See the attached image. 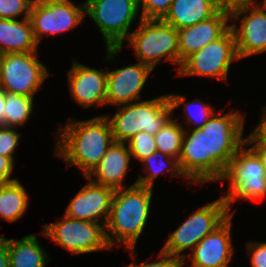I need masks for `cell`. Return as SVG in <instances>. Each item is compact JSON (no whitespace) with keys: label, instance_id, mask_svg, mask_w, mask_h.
<instances>
[{"label":"cell","instance_id":"cell-1","mask_svg":"<svg viewBox=\"0 0 266 267\" xmlns=\"http://www.w3.org/2000/svg\"><path fill=\"white\" fill-rule=\"evenodd\" d=\"M222 114L214 113L199 129L185 128L178 158L185 179L199 184L221 181L229 162L245 144V117L238 110Z\"/></svg>","mask_w":266,"mask_h":267},{"label":"cell","instance_id":"cell-2","mask_svg":"<svg viewBox=\"0 0 266 267\" xmlns=\"http://www.w3.org/2000/svg\"><path fill=\"white\" fill-rule=\"evenodd\" d=\"M70 119L58 128L55 155L79 167L87 177L114 142L111 124L105 115L85 121Z\"/></svg>","mask_w":266,"mask_h":267},{"label":"cell","instance_id":"cell-3","mask_svg":"<svg viewBox=\"0 0 266 267\" xmlns=\"http://www.w3.org/2000/svg\"><path fill=\"white\" fill-rule=\"evenodd\" d=\"M152 192L153 188L136 182L127 189L114 191L110 215L105 225L106 239L111 248L123 244L134 255L135 244L150 215Z\"/></svg>","mask_w":266,"mask_h":267},{"label":"cell","instance_id":"cell-4","mask_svg":"<svg viewBox=\"0 0 266 267\" xmlns=\"http://www.w3.org/2000/svg\"><path fill=\"white\" fill-rule=\"evenodd\" d=\"M185 100V96L167 94L151 100L120 105L113 117L106 115L111 124L114 142L127 143L139 132L155 136L173 115V110Z\"/></svg>","mask_w":266,"mask_h":267},{"label":"cell","instance_id":"cell-5","mask_svg":"<svg viewBox=\"0 0 266 267\" xmlns=\"http://www.w3.org/2000/svg\"><path fill=\"white\" fill-rule=\"evenodd\" d=\"M138 0H86L85 14L95 22L105 39L107 58L114 59L122 49L124 39L136 16Z\"/></svg>","mask_w":266,"mask_h":267},{"label":"cell","instance_id":"cell-6","mask_svg":"<svg viewBox=\"0 0 266 267\" xmlns=\"http://www.w3.org/2000/svg\"><path fill=\"white\" fill-rule=\"evenodd\" d=\"M127 40L134 48L139 62L153 70L162 60L179 66L178 32L161 19H142Z\"/></svg>","mask_w":266,"mask_h":267},{"label":"cell","instance_id":"cell-7","mask_svg":"<svg viewBox=\"0 0 266 267\" xmlns=\"http://www.w3.org/2000/svg\"><path fill=\"white\" fill-rule=\"evenodd\" d=\"M231 214L223 197L198 208L170 235L161 249L173 257L184 261L187 254H180L184 250H191L209 233L219 227Z\"/></svg>","mask_w":266,"mask_h":267},{"label":"cell","instance_id":"cell-8","mask_svg":"<svg viewBox=\"0 0 266 267\" xmlns=\"http://www.w3.org/2000/svg\"><path fill=\"white\" fill-rule=\"evenodd\" d=\"M244 144L229 162L221 180L229 181V191L222 197L230 212L236 199L260 200L266 197V173L258 155Z\"/></svg>","mask_w":266,"mask_h":267},{"label":"cell","instance_id":"cell-9","mask_svg":"<svg viewBox=\"0 0 266 267\" xmlns=\"http://www.w3.org/2000/svg\"><path fill=\"white\" fill-rule=\"evenodd\" d=\"M238 60L235 34L230 27L220 38L186 57L177 72L179 76H208L227 81L231 63Z\"/></svg>","mask_w":266,"mask_h":267},{"label":"cell","instance_id":"cell-10","mask_svg":"<svg viewBox=\"0 0 266 267\" xmlns=\"http://www.w3.org/2000/svg\"><path fill=\"white\" fill-rule=\"evenodd\" d=\"M43 226L41 232L47 239L55 241L72 254L111 249L106 239L103 224L73 219L64 214L62 221Z\"/></svg>","mask_w":266,"mask_h":267},{"label":"cell","instance_id":"cell-11","mask_svg":"<svg viewBox=\"0 0 266 267\" xmlns=\"http://www.w3.org/2000/svg\"><path fill=\"white\" fill-rule=\"evenodd\" d=\"M37 52L0 54V88L4 92L33 97L49 75Z\"/></svg>","mask_w":266,"mask_h":267},{"label":"cell","instance_id":"cell-12","mask_svg":"<svg viewBox=\"0 0 266 267\" xmlns=\"http://www.w3.org/2000/svg\"><path fill=\"white\" fill-rule=\"evenodd\" d=\"M85 15V3L75 5L71 0H34L29 19L35 40L40 44L45 34H61L74 29Z\"/></svg>","mask_w":266,"mask_h":267},{"label":"cell","instance_id":"cell-13","mask_svg":"<svg viewBox=\"0 0 266 267\" xmlns=\"http://www.w3.org/2000/svg\"><path fill=\"white\" fill-rule=\"evenodd\" d=\"M254 3H240L230 9L231 21L243 15L239 28L231 24L239 59L266 51V7L260 2L258 5Z\"/></svg>","mask_w":266,"mask_h":267},{"label":"cell","instance_id":"cell-14","mask_svg":"<svg viewBox=\"0 0 266 267\" xmlns=\"http://www.w3.org/2000/svg\"><path fill=\"white\" fill-rule=\"evenodd\" d=\"M152 71L151 67L141 62L107 71L106 105L120 106L135 102Z\"/></svg>","mask_w":266,"mask_h":267},{"label":"cell","instance_id":"cell-15","mask_svg":"<svg viewBox=\"0 0 266 267\" xmlns=\"http://www.w3.org/2000/svg\"><path fill=\"white\" fill-rule=\"evenodd\" d=\"M68 71V86L72 98L84 108L106 105L107 71L89 68L73 60Z\"/></svg>","mask_w":266,"mask_h":267},{"label":"cell","instance_id":"cell-16","mask_svg":"<svg viewBox=\"0 0 266 267\" xmlns=\"http://www.w3.org/2000/svg\"><path fill=\"white\" fill-rule=\"evenodd\" d=\"M87 179L90 180L89 183L83 186L70 201L65 215L73 219L96 223H99V219H103L102 223L105 226L110 215L114 190L94 183L91 181L92 178Z\"/></svg>","mask_w":266,"mask_h":267},{"label":"cell","instance_id":"cell-17","mask_svg":"<svg viewBox=\"0 0 266 267\" xmlns=\"http://www.w3.org/2000/svg\"><path fill=\"white\" fill-rule=\"evenodd\" d=\"M232 216L194 247L191 267H228L234 253L231 240Z\"/></svg>","mask_w":266,"mask_h":267},{"label":"cell","instance_id":"cell-18","mask_svg":"<svg viewBox=\"0 0 266 267\" xmlns=\"http://www.w3.org/2000/svg\"><path fill=\"white\" fill-rule=\"evenodd\" d=\"M229 19L230 10L221 9L208 20L177 30L179 67L186 57L220 38L231 27Z\"/></svg>","mask_w":266,"mask_h":267},{"label":"cell","instance_id":"cell-19","mask_svg":"<svg viewBox=\"0 0 266 267\" xmlns=\"http://www.w3.org/2000/svg\"><path fill=\"white\" fill-rule=\"evenodd\" d=\"M125 145L126 143L113 142L101 161L86 178L95 175L97 179L91 181L114 191L125 188L123 179L129 170V162L132 157L129 147Z\"/></svg>","mask_w":266,"mask_h":267},{"label":"cell","instance_id":"cell-20","mask_svg":"<svg viewBox=\"0 0 266 267\" xmlns=\"http://www.w3.org/2000/svg\"><path fill=\"white\" fill-rule=\"evenodd\" d=\"M220 10L212 0H173L161 20L179 30L208 20Z\"/></svg>","mask_w":266,"mask_h":267},{"label":"cell","instance_id":"cell-21","mask_svg":"<svg viewBox=\"0 0 266 267\" xmlns=\"http://www.w3.org/2000/svg\"><path fill=\"white\" fill-rule=\"evenodd\" d=\"M38 45L29 18L0 19V54L37 52Z\"/></svg>","mask_w":266,"mask_h":267},{"label":"cell","instance_id":"cell-22","mask_svg":"<svg viewBox=\"0 0 266 267\" xmlns=\"http://www.w3.org/2000/svg\"><path fill=\"white\" fill-rule=\"evenodd\" d=\"M4 239L7 243L10 267H45L49 261L36 235H26L20 240Z\"/></svg>","mask_w":266,"mask_h":267},{"label":"cell","instance_id":"cell-23","mask_svg":"<svg viewBox=\"0 0 266 267\" xmlns=\"http://www.w3.org/2000/svg\"><path fill=\"white\" fill-rule=\"evenodd\" d=\"M28 195L20 181L0 185V217L14 222L25 213Z\"/></svg>","mask_w":266,"mask_h":267},{"label":"cell","instance_id":"cell-24","mask_svg":"<svg viewBox=\"0 0 266 267\" xmlns=\"http://www.w3.org/2000/svg\"><path fill=\"white\" fill-rule=\"evenodd\" d=\"M182 124L172 117L164 123L160 131L154 136L157 151L172 158H179L185 131Z\"/></svg>","mask_w":266,"mask_h":267},{"label":"cell","instance_id":"cell-25","mask_svg":"<svg viewBox=\"0 0 266 267\" xmlns=\"http://www.w3.org/2000/svg\"><path fill=\"white\" fill-rule=\"evenodd\" d=\"M159 157L163 158L164 160L158 161V159H161ZM140 162H143L144 165H147L144 169H146V171L148 170L147 174H149L144 177L143 175L140 176L136 180V184L138 185L154 188L153 184L155 179L159 176V174H161V172H166L167 170L172 171V175L184 177L180 170L178 159L167 156L160 151L152 153L148 157L142 159Z\"/></svg>","mask_w":266,"mask_h":267},{"label":"cell","instance_id":"cell-26","mask_svg":"<svg viewBox=\"0 0 266 267\" xmlns=\"http://www.w3.org/2000/svg\"><path fill=\"white\" fill-rule=\"evenodd\" d=\"M34 98L5 92L4 126L18 127L24 125L33 111Z\"/></svg>","mask_w":266,"mask_h":267},{"label":"cell","instance_id":"cell-27","mask_svg":"<svg viewBox=\"0 0 266 267\" xmlns=\"http://www.w3.org/2000/svg\"><path fill=\"white\" fill-rule=\"evenodd\" d=\"M127 146L131 156L139 161L157 151L155 137L145 132H139L133 136L127 142Z\"/></svg>","mask_w":266,"mask_h":267},{"label":"cell","instance_id":"cell-28","mask_svg":"<svg viewBox=\"0 0 266 267\" xmlns=\"http://www.w3.org/2000/svg\"><path fill=\"white\" fill-rule=\"evenodd\" d=\"M197 105H200L198 106L199 108L197 107L198 109H200L198 113L197 111H194L196 110L195 108ZM183 109L185 112V117L187 119L186 125L197 124V126L195 127L197 129L201 128L214 114V109L208 105L203 104L202 101L200 100L199 101L194 100L192 102H185Z\"/></svg>","mask_w":266,"mask_h":267},{"label":"cell","instance_id":"cell-29","mask_svg":"<svg viewBox=\"0 0 266 267\" xmlns=\"http://www.w3.org/2000/svg\"><path fill=\"white\" fill-rule=\"evenodd\" d=\"M34 0H0V19H16L23 12L29 18Z\"/></svg>","mask_w":266,"mask_h":267},{"label":"cell","instance_id":"cell-30","mask_svg":"<svg viewBox=\"0 0 266 267\" xmlns=\"http://www.w3.org/2000/svg\"><path fill=\"white\" fill-rule=\"evenodd\" d=\"M173 0H138L142 7V19H162L170 8ZM141 4V5H140Z\"/></svg>","mask_w":266,"mask_h":267},{"label":"cell","instance_id":"cell-31","mask_svg":"<svg viewBox=\"0 0 266 267\" xmlns=\"http://www.w3.org/2000/svg\"><path fill=\"white\" fill-rule=\"evenodd\" d=\"M21 133L14 130V127L0 125V156H7L14 160L13 154L18 145Z\"/></svg>","mask_w":266,"mask_h":267},{"label":"cell","instance_id":"cell-32","mask_svg":"<svg viewBox=\"0 0 266 267\" xmlns=\"http://www.w3.org/2000/svg\"><path fill=\"white\" fill-rule=\"evenodd\" d=\"M247 249L252 267H266V242H248Z\"/></svg>","mask_w":266,"mask_h":267},{"label":"cell","instance_id":"cell-33","mask_svg":"<svg viewBox=\"0 0 266 267\" xmlns=\"http://www.w3.org/2000/svg\"><path fill=\"white\" fill-rule=\"evenodd\" d=\"M157 260L155 262L147 263L142 262V264L130 263L127 267H183V261L173 257L167 253H164L162 250L159 252Z\"/></svg>","mask_w":266,"mask_h":267},{"label":"cell","instance_id":"cell-34","mask_svg":"<svg viewBox=\"0 0 266 267\" xmlns=\"http://www.w3.org/2000/svg\"><path fill=\"white\" fill-rule=\"evenodd\" d=\"M14 168V160L7 156H0V185L14 182L16 179H10Z\"/></svg>","mask_w":266,"mask_h":267},{"label":"cell","instance_id":"cell-35","mask_svg":"<svg viewBox=\"0 0 266 267\" xmlns=\"http://www.w3.org/2000/svg\"><path fill=\"white\" fill-rule=\"evenodd\" d=\"M245 144H254L250 148L258 155L266 173V146L252 132L245 139Z\"/></svg>","mask_w":266,"mask_h":267},{"label":"cell","instance_id":"cell-36","mask_svg":"<svg viewBox=\"0 0 266 267\" xmlns=\"http://www.w3.org/2000/svg\"><path fill=\"white\" fill-rule=\"evenodd\" d=\"M0 267H10L7 243L4 238L0 239Z\"/></svg>","mask_w":266,"mask_h":267},{"label":"cell","instance_id":"cell-37","mask_svg":"<svg viewBox=\"0 0 266 267\" xmlns=\"http://www.w3.org/2000/svg\"><path fill=\"white\" fill-rule=\"evenodd\" d=\"M252 133L266 146V123L262 119Z\"/></svg>","mask_w":266,"mask_h":267},{"label":"cell","instance_id":"cell-38","mask_svg":"<svg viewBox=\"0 0 266 267\" xmlns=\"http://www.w3.org/2000/svg\"><path fill=\"white\" fill-rule=\"evenodd\" d=\"M5 92L0 88V125L4 126Z\"/></svg>","mask_w":266,"mask_h":267},{"label":"cell","instance_id":"cell-39","mask_svg":"<svg viewBox=\"0 0 266 267\" xmlns=\"http://www.w3.org/2000/svg\"><path fill=\"white\" fill-rule=\"evenodd\" d=\"M215 2L221 9L230 10L234 4L230 0H212Z\"/></svg>","mask_w":266,"mask_h":267},{"label":"cell","instance_id":"cell-40","mask_svg":"<svg viewBox=\"0 0 266 267\" xmlns=\"http://www.w3.org/2000/svg\"><path fill=\"white\" fill-rule=\"evenodd\" d=\"M234 5L240 3L256 2L255 0H230Z\"/></svg>","mask_w":266,"mask_h":267},{"label":"cell","instance_id":"cell-41","mask_svg":"<svg viewBox=\"0 0 266 267\" xmlns=\"http://www.w3.org/2000/svg\"><path fill=\"white\" fill-rule=\"evenodd\" d=\"M261 119L266 123V106L263 108V116Z\"/></svg>","mask_w":266,"mask_h":267},{"label":"cell","instance_id":"cell-42","mask_svg":"<svg viewBox=\"0 0 266 267\" xmlns=\"http://www.w3.org/2000/svg\"><path fill=\"white\" fill-rule=\"evenodd\" d=\"M261 5L266 7V0H264L263 2H261Z\"/></svg>","mask_w":266,"mask_h":267}]
</instances>
